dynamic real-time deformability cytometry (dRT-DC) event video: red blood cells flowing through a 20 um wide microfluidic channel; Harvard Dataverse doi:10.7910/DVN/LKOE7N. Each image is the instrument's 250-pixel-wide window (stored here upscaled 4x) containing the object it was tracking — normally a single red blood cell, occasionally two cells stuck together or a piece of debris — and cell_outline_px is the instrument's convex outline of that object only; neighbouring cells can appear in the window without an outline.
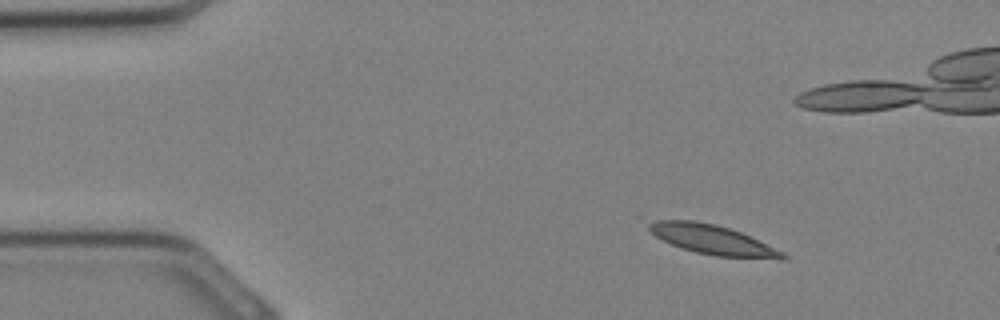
{"species": "Egyptian fruit bat (a non-hibernating species)", "species_latin": "Rousettus aegyptiacus", "temperature_condition": "cold", "stored_images_in_passage": 14, "camera_frame_rate_fps": 3000, "um_per_image_px": 0.085, "animal": {"sex": "female"}, "frame": {"image": 1, "passage_image": 4, "time_ms": 1.0, "image_size_px": [1000, 320], "cell_outline_px": [[788, 260], [784, 260], [716, 256], [696, 252], [672, 244], [656, 236], [648, 228], [648, 220], [696, 220], [716, 224], [740, 232], [784, 252], [788, 256]], "centroid_in_image_um": [60.61, 20.38], "position_along_channel_um": 24.4, "area_um2": 22.95}}